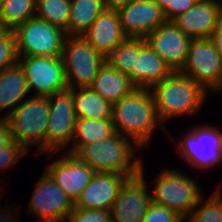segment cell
<instances>
[{
	"label": "cell",
	"mask_w": 222,
	"mask_h": 222,
	"mask_svg": "<svg viewBox=\"0 0 222 222\" xmlns=\"http://www.w3.org/2000/svg\"><path fill=\"white\" fill-rule=\"evenodd\" d=\"M221 89H222V77L220 78L218 84L213 88L212 92H213V91H214V93H215L216 91L220 92L219 90H221Z\"/></svg>",
	"instance_id": "cell-39"
},
{
	"label": "cell",
	"mask_w": 222,
	"mask_h": 222,
	"mask_svg": "<svg viewBox=\"0 0 222 222\" xmlns=\"http://www.w3.org/2000/svg\"><path fill=\"white\" fill-rule=\"evenodd\" d=\"M37 0H2L0 21L6 30H14L35 16Z\"/></svg>",
	"instance_id": "cell-26"
},
{
	"label": "cell",
	"mask_w": 222,
	"mask_h": 222,
	"mask_svg": "<svg viewBox=\"0 0 222 222\" xmlns=\"http://www.w3.org/2000/svg\"><path fill=\"white\" fill-rule=\"evenodd\" d=\"M150 91L161 123L179 116H195L203 108L209 94L190 76L180 71L172 72Z\"/></svg>",
	"instance_id": "cell-2"
},
{
	"label": "cell",
	"mask_w": 222,
	"mask_h": 222,
	"mask_svg": "<svg viewBox=\"0 0 222 222\" xmlns=\"http://www.w3.org/2000/svg\"><path fill=\"white\" fill-rule=\"evenodd\" d=\"M210 39L213 41L215 48L222 59V19L219 21L217 27L214 29Z\"/></svg>",
	"instance_id": "cell-36"
},
{
	"label": "cell",
	"mask_w": 222,
	"mask_h": 222,
	"mask_svg": "<svg viewBox=\"0 0 222 222\" xmlns=\"http://www.w3.org/2000/svg\"><path fill=\"white\" fill-rule=\"evenodd\" d=\"M112 121L115 132L132 138L141 148L148 146L157 127L162 128L170 137L166 126H159L161 122L150 89L136 88L113 103Z\"/></svg>",
	"instance_id": "cell-1"
},
{
	"label": "cell",
	"mask_w": 222,
	"mask_h": 222,
	"mask_svg": "<svg viewBox=\"0 0 222 222\" xmlns=\"http://www.w3.org/2000/svg\"><path fill=\"white\" fill-rule=\"evenodd\" d=\"M105 8L118 10L121 7L126 6L133 0H103Z\"/></svg>",
	"instance_id": "cell-37"
},
{
	"label": "cell",
	"mask_w": 222,
	"mask_h": 222,
	"mask_svg": "<svg viewBox=\"0 0 222 222\" xmlns=\"http://www.w3.org/2000/svg\"><path fill=\"white\" fill-rule=\"evenodd\" d=\"M203 199L204 197L202 196L199 203L185 220L187 222H222L221 189H216L205 201Z\"/></svg>",
	"instance_id": "cell-28"
},
{
	"label": "cell",
	"mask_w": 222,
	"mask_h": 222,
	"mask_svg": "<svg viewBox=\"0 0 222 222\" xmlns=\"http://www.w3.org/2000/svg\"><path fill=\"white\" fill-rule=\"evenodd\" d=\"M142 149L132 138L115 132L109 138L83 146L75 155L95 172L119 173L131 178L140 173L143 162L134 155Z\"/></svg>",
	"instance_id": "cell-3"
},
{
	"label": "cell",
	"mask_w": 222,
	"mask_h": 222,
	"mask_svg": "<svg viewBox=\"0 0 222 222\" xmlns=\"http://www.w3.org/2000/svg\"><path fill=\"white\" fill-rule=\"evenodd\" d=\"M74 209V203L44 170L37 182L28 205L29 216L65 222Z\"/></svg>",
	"instance_id": "cell-12"
},
{
	"label": "cell",
	"mask_w": 222,
	"mask_h": 222,
	"mask_svg": "<svg viewBox=\"0 0 222 222\" xmlns=\"http://www.w3.org/2000/svg\"><path fill=\"white\" fill-rule=\"evenodd\" d=\"M70 0H37L35 16L65 31L69 23Z\"/></svg>",
	"instance_id": "cell-27"
},
{
	"label": "cell",
	"mask_w": 222,
	"mask_h": 222,
	"mask_svg": "<svg viewBox=\"0 0 222 222\" xmlns=\"http://www.w3.org/2000/svg\"><path fill=\"white\" fill-rule=\"evenodd\" d=\"M186 222L178 213L163 205L151 202L142 222Z\"/></svg>",
	"instance_id": "cell-31"
},
{
	"label": "cell",
	"mask_w": 222,
	"mask_h": 222,
	"mask_svg": "<svg viewBox=\"0 0 222 222\" xmlns=\"http://www.w3.org/2000/svg\"><path fill=\"white\" fill-rule=\"evenodd\" d=\"M90 87L111 104L136 89L130 77L115 69L108 61L100 66Z\"/></svg>",
	"instance_id": "cell-22"
},
{
	"label": "cell",
	"mask_w": 222,
	"mask_h": 222,
	"mask_svg": "<svg viewBox=\"0 0 222 222\" xmlns=\"http://www.w3.org/2000/svg\"><path fill=\"white\" fill-rule=\"evenodd\" d=\"M73 104L77 118H112V104L103 99L91 87L72 89Z\"/></svg>",
	"instance_id": "cell-24"
},
{
	"label": "cell",
	"mask_w": 222,
	"mask_h": 222,
	"mask_svg": "<svg viewBox=\"0 0 222 222\" xmlns=\"http://www.w3.org/2000/svg\"><path fill=\"white\" fill-rule=\"evenodd\" d=\"M18 56H62L65 31L37 18H29L14 30Z\"/></svg>",
	"instance_id": "cell-7"
},
{
	"label": "cell",
	"mask_w": 222,
	"mask_h": 222,
	"mask_svg": "<svg viewBox=\"0 0 222 222\" xmlns=\"http://www.w3.org/2000/svg\"><path fill=\"white\" fill-rule=\"evenodd\" d=\"M29 92L33 96H47L68 88L61 56H18Z\"/></svg>",
	"instance_id": "cell-10"
},
{
	"label": "cell",
	"mask_w": 222,
	"mask_h": 222,
	"mask_svg": "<svg viewBox=\"0 0 222 222\" xmlns=\"http://www.w3.org/2000/svg\"><path fill=\"white\" fill-rule=\"evenodd\" d=\"M13 140L9 126L4 120H0V151Z\"/></svg>",
	"instance_id": "cell-35"
},
{
	"label": "cell",
	"mask_w": 222,
	"mask_h": 222,
	"mask_svg": "<svg viewBox=\"0 0 222 222\" xmlns=\"http://www.w3.org/2000/svg\"><path fill=\"white\" fill-rule=\"evenodd\" d=\"M175 169H163L151 189L152 201L172 209L186 219L199 203L202 189L197 180Z\"/></svg>",
	"instance_id": "cell-5"
},
{
	"label": "cell",
	"mask_w": 222,
	"mask_h": 222,
	"mask_svg": "<svg viewBox=\"0 0 222 222\" xmlns=\"http://www.w3.org/2000/svg\"><path fill=\"white\" fill-rule=\"evenodd\" d=\"M129 177L112 172H95L74 203V208L110 211L122 185Z\"/></svg>",
	"instance_id": "cell-18"
},
{
	"label": "cell",
	"mask_w": 222,
	"mask_h": 222,
	"mask_svg": "<svg viewBox=\"0 0 222 222\" xmlns=\"http://www.w3.org/2000/svg\"><path fill=\"white\" fill-rule=\"evenodd\" d=\"M18 62L16 39L13 30L0 35V72Z\"/></svg>",
	"instance_id": "cell-30"
},
{
	"label": "cell",
	"mask_w": 222,
	"mask_h": 222,
	"mask_svg": "<svg viewBox=\"0 0 222 222\" xmlns=\"http://www.w3.org/2000/svg\"><path fill=\"white\" fill-rule=\"evenodd\" d=\"M45 171L66 193L73 203L90 183L95 171L77 155L66 152L46 166Z\"/></svg>",
	"instance_id": "cell-15"
},
{
	"label": "cell",
	"mask_w": 222,
	"mask_h": 222,
	"mask_svg": "<svg viewBox=\"0 0 222 222\" xmlns=\"http://www.w3.org/2000/svg\"><path fill=\"white\" fill-rule=\"evenodd\" d=\"M82 37L104 57L114 51L126 38L117 10L105 9Z\"/></svg>",
	"instance_id": "cell-19"
},
{
	"label": "cell",
	"mask_w": 222,
	"mask_h": 222,
	"mask_svg": "<svg viewBox=\"0 0 222 222\" xmlns=\"http://www.w3.org/2000/svg\"><path fill=\"white\" fill-rule=\"evenodd\" d=\"M222 19V0H198L173 23L191 39L210 38Z\"/></svg>",
	"instance_id": "cell-17"
},
{
	"label": "cell",
	"mask_w": 222,
	"mask_h": 222,
	"mask_svg": "<svg viewBox=\"0 0 222 222\" xmlns=\"http://www.w3.org/2000/svg\"><path fill=\"white\" fill-rule=\"evenodd\" d=\"M117 11L127 37L145 38L167 21L163 10L153 0H133Z\"/></svg>",
	"instance_id": "cell-16"
},
{
	"label": "cell",
	"mask_w": 222,
	"mask_h": 222,
	"mask_svg": "<svg viewBox=\"0 0 222 222\" xmlns=\"http://www.w3.org/2000/svg\"><path fill=\"white\" fill-rule=\"evenodd\" d=\"M172 72L145 38H135L134 85L136 88L151 89Z\"/></svg>",
	"instance_id": "cell-20"
},
{
	"label": "cell",
	"mask_w": 222,
	"mask_h": 222,
	"mask_svg": "<svg viewBox=\"0 0 222 222\" xmlns=\"http://www.w3.org/2000/svg\"><path fill=\"white\" fill-rule=\"evenodd\" d=\"M115 133L112 118H77L68 153L76 154L83 146L111 137Z\"/></svg>",
	"instance_id": "cell-23"
},
{
	"label": "cell",
	"mask_w": 222,
	"mask_h": 222,
	"mask_svg": "<svg viewBox=\"0 0 222 222\" xmlns=\"http://www.w3.org/2000/svg\"><path fill=\"white\" fill-rule=\"evenodd\" d=\"M143 167L144 164L138 175L128 178L122 185L110 209L112 222H142L152 202Z\"/></svg>",
	"instance_id": "cell-13"
},
{
	"label": "cell",
	"mask_w": 222,
	"mask_h": 222,
	"mask_svg": "<svg viewBox=\"0 0 222 222\" xmlns=\"http://www.w3.org/2000/svg\"><path fill=\"white\" fill-rule=\"evenodd\" d=\"M65 222H112L110 211L74 208Z\"/></svg>",
	"instance_id": "cell-32"
},
{
	"label": "cell",
	"mask_w": 222,
	"mask_h": 222,
	"mask_svg": "<svg viewBox=\"0 0 222 222\" xmlns=\"http://www.w3.org/2000/svg\"><path fill=\"white\" fill-rule=\"evenodd\" d=\"M198 0H170L168 6L163 10L167 21H173L180 14L190 9Z\"/></svg>",
	"instance_id": "cell-34"
},
{
	"label": "cell",
	"mask_w": 222,
	"mask_h": 222,
	"mask_svg": "<svg viewBox=\"0 0 222 222\" xmlns=\"http://www.w3.org/2000/svg\"><path fill=\"white\" fill-rule=\"evenodd\" d=\"M145 40L173 72L182 70L192 39L173 21L161 24Z\"/></svg>",
	"instance_id": "cell-14"
},
{
	"label": "cell",
	"mask_w": 222,
	"mask_h": 222,
	"mask_svg": "<svg viewBox=\"0 0 222 222\" xmlns=\"http://www.w3.org/2000/svg\"><path fill=\"white\" fill-rule=\"evenodd\" d=\"M106 61L121 73L128 75L134 84L135 38L127 37L106 57Z\"/></svg>",
	"instance_id": "cell-29"
},
{
	"label": "cell",
	"mask_w": 222,
	"mask_h": 222,
	"mask_svg": "<svg viewBox=\"0 0 222 222\" xmlns=\"http://www.w3.org/2000/svg\"><path fill=\"white\" fill-rule=\"evenodd\" d=\"M6 29L2 25V22L0 21V35L5 31Z\"/></svg>",
	"instance_id": "cell-40"
},
{
	"label": "cell",
	"mask_w": 222,
	"mask_h": 222,
	"mask_svg": "<svg viewBox=\"0 0 222 222\" xmlns=\"http://www.w3.org/2000/svg\"><path fill=\"white\" fill-rule=\"evenodd\" d=\"M30 97L24 99L4 121L9 126L12 138L27 152L32 145L38 148L40 154H45L49 97Z\"/></svg>",
	"instance_id": "cell-4"
},
{
	"label": "cell",
	"mask_w": 222,
	"mask_h": 222,
	"mask_svg": "<svg viewBox=\"0 0 222 222\" xmlns=\"http://www.w3.org/2000/svg\"><path fill=\"white\" fill-rule=\"evenodd\" d=\"M68 88L90 87L106 61L82 36H67L62 50Z\"/></svg>",
	"instance_id": "cell-8"
},
{
	"label": "cell",
	"mask_w": 222,
	"mask_h": 222,
	"mask_svg": "<svg viewBox=\"0 0 222 222\" xmlns=\"http://www.w3.org/2000/svg\"><path fill=\"white\" fill-rule=\"evenodd\" d=\"M105 9L103 0H70L67 36H82Z\"/></svg>",
	"instance_id": "cell-25"
},
{
	"label": "cell",
	"mask_w": 222,
	"mask_h": 222,
	"mask_svg": "<svg viewBox=\"0 0 222 222\" xmlns=\"http://www.w3.org/2000/svg\"><path fill=\"white\" fill-rule=\"evenodd\" d=\"M27 151L14 139L4 147V151H0V172L13 167L20 161L23 156L27 155Z\"/></svg>",
	"instance_id": "cell-33"
},
{
	"label": "cell",
	"mask_w": 222,
	"mask_h": 222,
	"mask_svg": "<svg viewBox=\"0 0 222 222\" xmlns=\"http://www.w3.org/2000/svg\"><path fill=\"white\" fill-rule=\"evenodd\" d=\"M29 90L22 66L16 64L0 72V112L7 111L0 116V120L8 117L16 107L26 99ZM5 109V110H4Z\"/></svg>",
	"instance_id": "cell-21"
},
{
	"label": "cell",
	"mask_w": 222,
	"mask_h": 222,
	"mask_svg": "<svg viewBox=\"0 0 222 222\" xmlns=\"http://www.w3.org/2000/svg\"><path fill=\"white\" fill-rule=\"evenodd\" d=\"M72 88L49 96V116L46 130V153L50 156L62 151L72 142L76 125Z\"/></svg>",
	"instance_id": "cell-9"
},
{
	"label": "cell",
	"mask_w": 222,
	"mask_h": 222,
	"mask_svg": "<svg viewBox=\"0 0 222 222\" xmlns=\"http://www.w3.org/2000/svg\"><path fill=\"white\" fill-rule=\"evenodd\" d=\"M183 138L174 140L180 156L194 168L212 169L222 163V131L213 125H196ZM182 154V155H181Z\"/></svg>",
	"instance_id": "cell-6"
},
{
	"label": "cell",
	"mask_w": 222,
	"mask_h": 222,
	"mask_svg": "<svg viewBox=\"0 0 222 222\" xmlns=\"http://www.w3.org/2000/svg\"><path fill=\"white\" fill-rule=\"evenodd\" d=\"M153 1H155L162 10H164L170 3V0H153Z\"/></svg>",
	"instance_id": "cell-38"
},
{
	"label": "cell",
	"mask_w": 222,
	"mask_h": 222,
	"mask_svg": "<svg viewBox=\"0 0 222 222\" xmlns=\"http://www.w3.org/2000/svg\"><path fill=\"white\" fill-rule=\"evenodd\" d=\"M207 92L212 91L222 77V59L210 38L192 39L182 70Z\"/></svg>",
	"instance_id": "cell-11"
}]
</instances>
